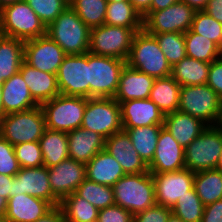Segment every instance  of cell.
I'll return each instance as SVG.
<instances>
[{"label": "cell", "mask_w": 222, "mask_h": 222, "mask_svg": "<svg viewBox=\"0 0 222 222\" xmlns=\"http://www.w3.org/2000/svg\"><path fill=\"white\" fill-rule=\"evenodd\" d=\"M90 28L68 6L48 27L47 36L55 41L66 55L89 52Z\"/></svg>", "instance_id": "1"}, {"label": "cell", "mask_w": 222, "mask_h": 222, "mask_svg": "<svg viewBox=\"0 0 222 222\" xmlns=\"http://www.w3.org/2000/svg\"><path fill=\"white\" fill-rule=\"evenodd\" d=\"M115 204L136 215L156 204L152 173L126 174L113 186Z\"/></svg>", "instance_id": "2"}, {"label": "cell", "mask_w": 222, "mask_h": 222, "mask_svg": "<svg viewBox=\"0 0 222 222\" xmlns=\"http://www.w3.org/2000/svg\"><path fill=\"white\" fill-rule=\"evenodd\" d=\"M126 64L154 78H164L172 74V67L161 51L156 38L144 30L134 35Z\"/></svg>", "instance_id": "3"}, {"label": "cell", "mask_w": 222, "mask_h": 222, "mask_svg": "<svg viewBox=\"0 0 222 222\" xmlns=\"http://www.w3.org/2000/svg\"><path fill=\"white\" fill-rule=\"evenodd\" d=\"M0 34L23 42L47 34V27L24 1L0 9Z\"/></svg>", "instance_id": "4"}, {"label": "cell", "mask_w": 222, "mask_h": 222, "mask_svg": "<svg viewBox=\"0 0 222 222\" xmlns=\"http://www.w3.org/2000/svg\"><path fill=\"white\" fill-rule=\"evenodd\" d=\"M45 129V116L40 105L27 111L6 114L0 120V136L13 146L39 141Z\"/></svg>", "instance_id": "5"}, {"label": "cell", "mask_w": 222, "mask_h": 222, "mask_svg": "<svg viewBox=\"0 0 222 222\" xmlns=\"http://www.w3.org/2000/svg\"><path fill=\"white\" fill-rule=\"evenodd\" d=\"M141 30L107 24L91 28L89 53L127 61L134 35Z\"/></svg>", "instance_id": "6"}, {"label": "cell", "mask_w": 222, "mask_h": 222, "mask_svg": "<svg viewBox=\"0 0 222 222\" xmlns=\"http://www.w3.org/2000/svg\"><path fill=\"white\" fill-rule=\"evenodd\" d=\"M87 98L57 95L40 106L45 116L46 128L69 133L80 128Z\"/></svg>", "instance_id": "7"}, {"label": "cell", "mask_w": 222, "mask_h": 222, "mask_svg": "<svg viewBox=\"0 0 222 222\" xmlns=\"http://www.w3.org/2000/svg\"><path fill=\"white\" fill-rule=\"evenodd\" d=\"M222 153V131L216 126L207 128L185 149V168L193 173L216 169Z\"/></svg>", "instance_id": "8"}, {"label": "cell", "mask_w": 222, "mask_h": 222, "mask_svg": "<svg viewBox=\"0 0 222 222\" xmlns=\"http://www.w3.org/2000/svg\"><path fill=\"white\" fill-rule=\"evenodd\" d=\"M222 99L207 84L181 86L178 111L215 126Z\"/></svg>", "instance_id": "9"}, {"label": "cell", "mask_w": 222, "mask_h": 222, "mask_svg": "<svg viewBox=\"0 0 222 222\" xmlns=\"http://www.w3.org/2000/svg\"><path fill=\"white\" fill-rule=\"evenodd\" d=\"M126 61L89 53V98H114Z\"/></svg>", "instance_id": "10"}, {"label": "cell", "mask_w": 222, "mask_h": 222, "mask_svg": "<svg viewBox=\"0 0 222 222\" xmlns=\"http://www.w3.org/2000/svg\"><path fill=\"white\" fill-rule=\"evenodd\" d=\"M81 127L98 133L105 140L123 130L120 103L114 98H87Z\"/></svg>", "instance_id": "11"}, {"label": "cell", "mask_w": 222, "mask_h": 222, "mask_svg": "<svg viewBox=\"0 0 222 222\" xmlns=\"http://www.w3.org/2000/svg\"><path fill=\"white\" fill-rule=\"evenodd\" d=\"M195 13L194 8L180 0L163 10L150 11L143 18V30L148 34L185 33L191 29Z\"/></svg>", "instance_id": "12"}, {"label": "cell", "mask_w": 222, "mask_h": 222, "mask_svg": "<svg viewBox=\"0 0 222 222\" xmlns=\"http://www.w3.org/2000/svg\"><path fill=\"white\" fill-rule=\"evenodd\" d=\"M60 94L89 98V52L66 55L57 73Z\"/></svg>", "instance_id": "13"}, {"label": "cell", "mask_w": 222, "mask_h": 222, "mask_svg": "<svg viewBox=\"0 0 222 222\" xmlns=\"http://www.w3.org/2000/svg\"><path fill=\"white\" fill-rule=\"evenodd\" d=\"M66 56L62 48L45 35L24 42V62L51 74H57Z\"/></svg>", "instance_id": "14"}, {"label": "cell", "mask_w": 222, "mask_h": 222, "mask_svg": "<svg viewBox=\"0 0 222 222\" xmlns=\"http://www.w3.org/2000/svg\"><path fill=\"white\" fill-rule=\"evenodd\" d=\"M21 193L46 200L53 207L60 206L61 201L51 190L48 168L45 166L20 168L13 176L10 197Z\"/></svg>", "instance_id": "15"}, {"label": "cell", "mask_w": 222, "mask_h": 222, "mask_svg": "<svg viewBox=\"0 0 222 222\" xmlns=\"http://www.w3.org/2000/svg\"><path fill=\"white\" fill-rule=\"evenodd\" d=\"M194 174L187 168L175 172L152 173L156 204L172 208L177 199L188 194L193 187Z\"/></svg>", "instance_id": "16"}, {"label": "cell", "mask_w": 222, "mask_h": 222, "mask_svg": "<svg viewBox=\"0 0 222 222\" xmlns=\"http://www.w3.org/2000/svg\"><path fill=\"white\" fill-rule=\"evenodd\" d=\"M184 149L170 132L162 127L154 157L148 164L149 172L166 173L185 169Z\"/></svg>", "instance_id": "17"}, {"label": "cell", "mask_w": 222, "mask_h": 222, "mask_svg": "<svg viewBox=\"0 0 222 222\" xmlns=\"http://www.w3.org/2000/svg\"><path fill=\"white\" fill-rule=\"evenodd\" d=\"M48 175L53 194L62 201L86 179V164L68 158L48 168Z\"/></svg>", "instance_id": "18"}, {"label": "cell", "mask_w": 222, "mask_h": 222, "mask_svg": "<svg viewBox=\"0 0 222 222\" xmlns=\"http://www.w3.org/2000/svg\"><path fill=\"white\" fill-rule=\"evenodd\" d=\"M104 149L120 163L125 174H140L149 171L148 165L138 155L125 130L109 136L105 140Z\"/></svg>", "instance_id": "19"}, {"label": "cell", "mask_w": 222, "mask_h": 222, "mask_svg": "<svg viewBox=\"0 0 222 222\" xmlns=\"http://www.w3.org/2000/svg\"><path fill=\"white\" fill-rule=\"evenodd\" d=\"M123 128L163 125L165 114L148 99H134L120 103Z\"/></svg>", "instance_id": "20"}, {"label": "cell", "mask_w": 222, "mask_h": 222, "mask_svg": "<svg viewBox=\"0 0 222 222\" xmlns=\"http://www.w3.org/2000/svg\"><path fill=\"white\" fill-rule=\"evenodd\" d=\"M154 81V77L132 69L126 64L121 71L114 99L119 103L134 99H148Z\"/></svg>", "instance_id": "21"}, {"label": "cell", "mask_w": 222, "mask_h": 222, "mask_svg": "<svg viewBox=\"0 0 222 222\" xmlns=\"http://www.w3.org/2000/svg\"><path fill=\"white\" fill-rule=\"evenodd\" d=\"M52 208L46 200L21 193L9 197L5 216L11 222H36Z\"/></svg>", "instance_id": "22"}, {"label": "cell", "mask_w": 222, "mask_h": 222, "mask_svg": "<svg viewBox=\"0 0 222 222\" xmlns=\"http://www.w3.org/2000/svg\"><path fill=\"white\" fill-rule=\"evenodd\" d=\"M2 103L5 115L27 111L39 106L33 99L20 72L14 74L2 84Z\"/></svg>", "instance_id": "23"}, {"label": "cell", "mask_w": 222, "mask_h": 222, "mask_svg": "<svg viewBox=\"0 0 222 222\" xmlns=\"http://www.w3.org/2000/svg\"><path fill=\"white\" fill-rule=\"evenodd\" d=\"M69 158L80 163H88L104 149L105 139L94 131L77 128L67 133Z\"/></svg>", "instance_id": "24"}, {"label": "cell", "mask_w": 222, "mask_h": 222, "mask_svg": "<svg viewBox=\"0 0 222 222\" xmlns=\"http://www.w3.org/2000/svg\"><path fill=\"white\" fill-rule=\"evenodd\" d=\"M19 72L29 87L33 99L39 105L60 94L57 83V74H51L35 69L25 62L20 66Z\"/></svg>", "instance_id": "25"}, {"label": "cell", "mask_w": 222, "mask_h": 222, "mask_svg": "<svg viewBox=\"0 0 222 222\" xmlns=\"http://www.w3.org/2000/svg\"><path fill=\"white\" fill-rule=\"evenodd\" d=\"M207 124L190 114L176 111L165 115L163 127L186 148L206 128Z\"/></svg>", "instance_id": "26"}, {"label": "cell", "mask_w": 222, "mask_h": 222, "mask_svg": "<svg viewBox=\"0 0 222 222\" xmlns=\"http://www.w3.org/2000/svg\"><path fill=\"white\" fill-rule=\"evenodd\" d=\"M124 175L120 163L105 149L86 163V178L95 183L112 187Z\"/></svg>", "instance_id": "27"}, {"label": "cell", "mask_w": 222, "mask_h": 222, "mask_svg": "<svg viewBox=\"0 0 222 222\" xmlns=\"http://www.w3.org/2000/svg\"><path fill=\"white\" fill-rule=\"evenodd\" d=\"M24 62V42L0 34V85L19 72Z\"/></svg>", "instance_id": "28"}, {"label": "cell", "mask_w": 222, "mask_h": 222, "mask_svg": "<svg viewBox=\"0 0 222 222\" xmlns=\"http://www.w3.org/2000/svg\"><path fill=\"white\" fill-rule=\"evenodd\" d=\"M43 165L50 168L69 158L68 137L66 132L45 129L39 139Z\"/></svg>", "instance_id": "29"}, {"label": "cell", "mask_w": 222, "mask_h": 222, "mask_svg": "<svg viewBox=\"0 0 222 222\" xmlns=\"http://www.w3.org/2000/svg\"><path fill=\"white\" fill-rule=\"evenodd\" d=\"M181 85L172 77L155 78L149 99L166 115L179 107Z\"/></svg>", "instance_id": "30"}, {"label": "cell", "mask_w": 222, "mask_h": 222, "mask_svg": "<svg viewBox=\"0 0 222 222\" xmlns=\"http://www.w3.org/2000/svg\"><path fill=\"white\" fill-rule=\"evenodd\" d=\"M209 69L210 63L186 56L172 66L171 76L181 86L202 85L207 83Z\"/></svg>", "instance_id": "31"}, {"label": "cell", "mask_w": 222, "mask_h": 222, "mask_svg": "<svg viewBox=\"0 0 222 222\" xmlns=\"http://www.w3.org/2000/svg\"><path fill=\"white\" fill-rule=\"evenodd\" d=\"M162 127L163 125H150L135 128H123V130L128 133L132 145L138 152V155L146 162L147 165L154 157L158 137Z\"/></svg>", "instance_id": "32"}, {"label": "cell", "mask_w": 222, "mask_h": 222, "mask_svg": "<svg viewBox=\"0 0 222 222\" xmlns=\"http://www.w3.org/2000/svg\"><path fill=\"white\" fill-rule=\"evenodd\" d=\"M194 188L206 206L222 199V172L209 169L194 174Z\"/></svg>", "instance_id": "33"}, {"label": "cell", "mask_w": 222, "mask_h": 222, "mask_svg": "<svg viewBox=\"0 0 222 222\" xmlns=\"http://www.w3.org/2000/svg\"><path fill=\"white\" fill-rule=\"evenodd\" d=\"M60 207L66 222H97L99 210L76 193L65 197Z\"/></svg>", "instance_id": "34"}, {"label": "cell", "mask_w": 222, "mask_h": 222, "mask_svg": "<svg viewBox=\"0 0 222 222\" xmlns=\"http://www.w3.org/2000/svg\"><path fill=\"white\" fill-rule=\"evenodd\" d=\"M105 24L126 28H143V18L129 2L107 3Z\"/></svg>", "instance_id": "35"}, {"label": "cell", "mask_w": 222, "mask_h": 222, "mask_svg": "<svg viewBox=\"0 0 222 222\" xmlns=\"http://www.w3.org/2000/svg\"><path fill=\"white\" fill-rule=\"evenodd\" d=\"M187 57L211 63L219 58V46L213 41L194 33L191 29L184 33Z\"/></svg>", "instance_id": "36"}, {"label": "cell", "mask_w": 222, "mask_h": 222, "mask_svg": "<svg viewBox=\"0 0 222 222\" xmlns=\"http://www.w3.org/2000/svg\"><path fill=\"white\" fill-rule=\"evenodd\" d=\"M107 0H73L69 6L90 29L105 24Z\"/></svg>", "instance_id": "37"}, {"label": "cell", "mask_w": 222, "mask_h": 222, "mask_svg": "<svg viewBox=\"0 0 222 222\" xmlns=\"http://www.w3.org/2000/svg\"><path fill=\"white\" fill-rule=\"evenodd\" d=\"M75 193L90 202L98 210L115 204L114 192L111 186L95 183L87 178L78 186Z\"/></svg>", "instance_id": "38"}, {"label": "cell", "mask_w": 222, "mask_h": 222, "mask_svg": "<svg viewBox=\"0 0 222 222\" xmlns=\"http://www.w3.org/2000/svg\"><path fill=\"white\" fill-rule=\"evenodd\" d=\"M205 205L198 197L194 186L183 197L177 199L172 213L184 222H201Z\"/></svg>", "instance_id": "39"}, {"label": "cell", "mask_w": 222, "mask_h": 222, "mask_svg": "<svg viewBox=\"0 0 222 222\" xmlns=\"http://www.w3.org/2000/svg\"><path fill=\"white\" fill-rule=\"evenodd\" d=\"M150 35L156 38L161 51L171 67L187 56L184 33L165 32Z\"/></svg>", "instance_id": "40"}, {"label": "cell", "mask_w": 222, "mask_h": 222, "mask_svg": "<svg viewBox=\"0 0 222 222\" xmlns=\"http://www.w3.org/2000/svg\"><path fill=\"white\" fill-rule=\"evenodd\" d=\"M191 30L213 41L219 47L222 44V24L203 10L196 11Z\"/></svg>", "instance_id": "41"}, {"label": "cell", "mask_w": 222, "mask_h": 222, "mask_svg": "<svg viewBox=\"0 0 222 222\" xmlns=\"http://www.w3.org/2000/svg\"><path fill=\"white\" fill-rule=\"evenodd\" d=\"M48 27L68 6L66 0H24Z\"/></svg>", "instance_id": "42"}, {"label": "cell", "mask_w": 222, "mask_h": 222, "mask_svg": "<svg viewBox=\"0 0 222 222\" xmlns=\"http://www.w3.org/2000/svg\"><path fill=\"white\" fill-rule=\"evenodd\" d=\"M14 152L20 168L44 166L39 141L19 143L14 146Z\"/></svg>", "instance_id": "43"}, {"label": "cell", "mask_w": 222, "mask_h": 222, "mask_svg": "<svg viewBox=\"0 0 222 222\" xmlns=\"http://www.w3.org/2000/svg\"><path fill=\"white\" fill-rule=\"evenodd\" d=\"M19 170L14 146L0 136V174L15 176Z\"/></svg>", "instance_id": "44"}, {"label": "cell", "mask_w": 222, "mask_h": 222, "mask_svg": "<svg viewBox=\"0 0 222 222\" xmlns=\"http://www.w3.org/2000/svg\"><path fill=\"white\" fill-rule=\"evenodd\" d=\"M171 208L155 204L133 216V222H167Z\"/></svg>", "instance_id": "45"}, {"label": "cell", "mask_w": 222, "mask_h": 222, "mask_svg": "<svg viewBox=\"0 0 222 222\" xmlns=\"http://www.w3.org/2000/svg\"><path fill=\"white\" fill-rule=\"evenodd\" d=\"M133 216L128 210L114 204L99 210L97 222H133Z\"/></svg>", "instance_id": "46"}, {"label": "cell", "mask_w": 222, "mask_h": 222, "mask_svg": "<svg viewBox=\"0 0 222 222\" xmlns=\"http://www.w3.org/2000/svg\"><path fill=\"white\" fill-rule=\"evenodd\" d=\"M206 84L222 99V59L220 57L210 63Z\"/></svg>", "instance_id": "47"}, {"label": "cell", "mask_w": 222, "mask_h": 222, "mask_svg": "<svg viewBox=\"0 0 222 222\" xmlns=\"http://www.w3.org/2000/svg\"><path fill=\"white\" fill-rule=\"evenodd\" d=\"M201 222H222V199L205 206Z\"/></svg>", "instance_id": "48"}, {"label": "cell", "mask_w": 222, "mask_h": 222, "mask_svg": "<svg viewBox=\"0 0 222 222\" xmlns=\"http://www.w3.org/2000/svg\"><path fill=\"white\" fill-rule=\"evenodd\" d=\"M203 11L222 24V0H208Z\"/></svg>", "instance_id": "49"}, {"label": "cell", "mask_w": 222, "mask_h": 222, "mask_svg": "<svg viewBox=\"0 0 222 222\" xmlns=\"http://www.w3.org/2000/svg\"><path fill=\"white\" fill-rule=\"evenodd\" d=\"M36 222H66L64 213L60 206L53 207Z\"/></svg>", "instance_id": "50"}, {"label": "cell", "mask_w": 222, "mask_h": 222, "mask_svg": "<svg viewBox=\"0 0 222 222\" xmlns=\"http://www.w3.org/2000/svg\"><path fill=\"white\" fill-rule=\"evenodd\" d=\"M12 179L13 176L0 174V196L7 200L9 199L10 192L12 191Z\"/></svg>", "instance_id": "51"}, {"label": "cell", "mask_w": 222, "mask_h": 222, "mask_svg": "<svg viewBox=\"0 0 222 222\" xmlns=\"http://www.w3.org/2000/svg\"><path fill=\"white\" fill-rule=\"evenodd\" d=\"M129 3L144 18L151 11L152 0H129Z\"/></svg>", "instance_id": "52"}, {"label": "cell", "mask_w": 222, "mask_h": 222, "mask_svg": "<svg viewBox=\"0 0 222 222\" xmlns=\"http://www.w3.org/2000/svg\"><path fill=\"white\" fill-rule=\"evenodd\" d=\"M180 0H152L151 11L163 10Z\"/></svg>", "instance_id": "53"}, {"label": "cell", "mask_w": 222, "mask_h": 222, "mask_svg": "<svg viewBox=\"0 0 222 222\" xmlns=\"http://www.w3.org/2000/svg\"><path fill=\"white\" fill-rule=\"evenodd\" d=\"M187 3L190 7L194 8L196 11L204 10L208 0H181Z\"/></svg>", "instance_id": "54"}, {"label": "cell", "mask_w": 222, "mask_h": 222, "mask_svg": "<svg viewBox=\"0 0 222 222\" xmlns=\"http://www.w3.org/2000/svg\"><path fill=\"white\" fill-rule=\"evenodd\" d=\"M7 202L6 198L0 196V216L5 215L7 212Z\"/></svg>", "instance_id": "55"}, {"label": "cell", "mask_w": 222, "mask_h": 222, "mask_svg": "<svg viewBox=\"0 0 222 222\" xmlns=\"http://www.w3.org/2000/svg\"><path fill=\"white\" fill-rule=\"evenodd\" d=\"M215 126L222 131V102H221V107L219 110V115H218V119Z\"/></svg>", "instance_id": "56"}, {"label": "cell", "mask_w": 222, "mask_h": 222, "mask_svg": "<svg viewBox=\"0 0 222 222\" xmlns=\"http://www.w3.org/2000/svg\"><path fill=\"white\" fill-rule=\"evenodd\" d=\"M5 116L2 103V85H0V120Z\"/></svg>", "instance_id": "57"}, {"label": "cell", "mask_w": 222, "mask_h": 222, "mask_svg": "<svg viewBox=\"0 0 222 222\" xmlns=\"http://www.w3.org/2000/svg\"><path fill=\"white\" fill-rule=\"evenodd\" d=\"M18 1H21V0H0V9H2L4 6L13 4Z\"/></svg>", "instance_id": "58"}, {"label": "cell", "mask_w": 222, "mask_h": 222, "mask_svg": "<svg viewBox=\"0 0 222 222\" xmlns=\"http://www.w3.org/2000/svg\"><path fill=\"white\" fill-rule=\"evenodd\" d=\"M167 222H184V221L180 217L171 213L170 216L168 217Z\"/></svg>", "instance_id": "59"}, {"label": "cell", "mask_w": 222, "mask_h": 222, "mask_svg": "<svg viewBox=\"0 0 222 222\" xmlns=\"http://www.w3.org/2000/svg\"><path fill=\"white\" fill-rule=\"evenodd\" d=\"M216 169L222 172V153H221L220 160H219V163H218Z\"/></svg>", "instance_id": "60"}, {"label": "cell", "mask_w": 222, "mask_h": 222, "mask_svg": "<svg viewBox=\"0 0 222 222\" xmlns=\"http://www.w3.org/2000/svg\"><path fill=\"white\" fill-rule=\"evenodd\" d=\"M0 222H11V221L8 220L5 215H2L0 216Z\"/></svg>", "instance_id": "61"}, {"label": "cell", "mask_w": 222, "mask_h": 222, "mask_svg": "<svg viewBox=\"0 0 222 222\" xmlns=\"http://www.w3.org/2000/svg\"><path fill=\"white\" fill-rule=\"evenodd\" d=\"M108 3L112 2H129V0H107Z\"/></svg>", "instance_id": "62"}, {"label": "cell", "mask_w": 222, "mask_h": 222, "mask_svg": "<svg viewBox=\"0 0 222 222\" xmlns=\"http://www.w3.org/2000/svg\"><path fill=\"white\" fill-rule=\"evenodd\" d=\"M219 57L222 59V44H221V46L219 47Z\"/></svg>", "instance_id": "63"}]
</instances>
